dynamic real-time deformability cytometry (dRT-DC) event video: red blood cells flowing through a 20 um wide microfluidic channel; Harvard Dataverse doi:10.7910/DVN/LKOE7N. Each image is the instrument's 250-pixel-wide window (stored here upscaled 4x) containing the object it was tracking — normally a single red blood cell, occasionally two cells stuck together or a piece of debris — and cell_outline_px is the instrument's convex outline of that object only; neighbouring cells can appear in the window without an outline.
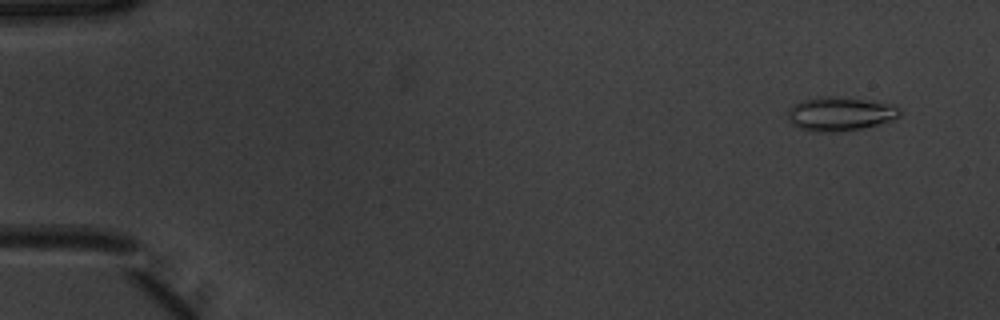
{"species": "common noctule bat (a hibernating species)", "species_latin": "Nyctalus noctula", "temperature_condition": "warm", "stored_images_in_passage": 3, "camera_frame_rate_fps": 3000, "um_per_image_px": 0.085, "animal": {"sex": "male", "body_mass_g": 20.1, "forearm_length_mm": 53.5}, "frame": {"image": 1, "passage_image": 2, "time_ms": 0.333, "image_size_px": [1000, 320], "cell_outline_px": [[900, 116], [892, 120], [860, 128], [836, 132], [820, 132], [800, 128], [792, 124], [788, 120], [788, 112], [796, 104], [804, 100], [816, 96], [832, 96], [864, 100], [892, 104], [900, 108]], "centroid_in_image_um": [71.41, 9.67], "position_along_channel_um": 13.6, "area_um2": 21.73}}